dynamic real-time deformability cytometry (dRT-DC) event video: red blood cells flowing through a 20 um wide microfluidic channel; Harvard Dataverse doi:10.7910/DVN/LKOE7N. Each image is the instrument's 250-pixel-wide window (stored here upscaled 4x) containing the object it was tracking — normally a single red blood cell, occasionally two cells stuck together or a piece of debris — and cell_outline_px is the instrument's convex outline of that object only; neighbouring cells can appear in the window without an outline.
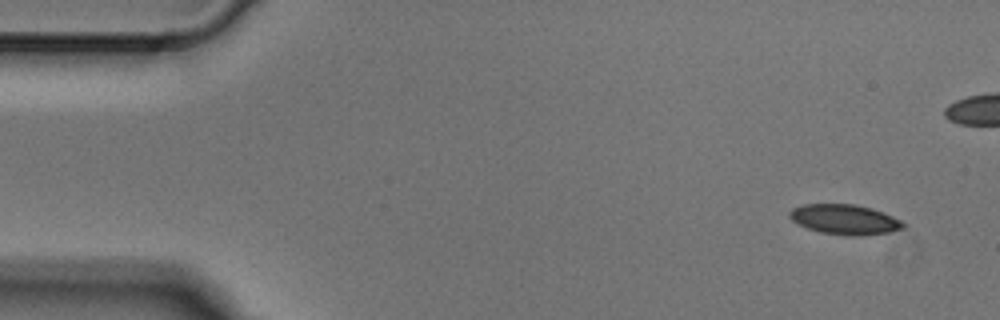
{"species": "Egyptian fruit bat (a non-hibernating species)", "species_latin": "Rousettus aegyptiacus", "temperature_condition": "cold", "stored_images_in_passage": 4, "camera_frame_rate_fps": 3000, "um_per_image_px": 0.085, "animal": {"sex": "male"}, "frame": {"image": 1, "passage_image": 1, "time_ms": 0.0, "image_size_px": [1000, 320], "cell_outline_px": [[908, 224], [904, 228], [888, 232], [856, 236], [844, 236], [820, 232], [808, 228], [792, 220], [788, 216], [788, 212], [792, 208], [804, 204], [856, 204], [872, 208], [892, 216]], "centroid_in_image_um": [71.8, 18.65], "position_along_channel_um": 13.2, "area_um2": 19.94}}